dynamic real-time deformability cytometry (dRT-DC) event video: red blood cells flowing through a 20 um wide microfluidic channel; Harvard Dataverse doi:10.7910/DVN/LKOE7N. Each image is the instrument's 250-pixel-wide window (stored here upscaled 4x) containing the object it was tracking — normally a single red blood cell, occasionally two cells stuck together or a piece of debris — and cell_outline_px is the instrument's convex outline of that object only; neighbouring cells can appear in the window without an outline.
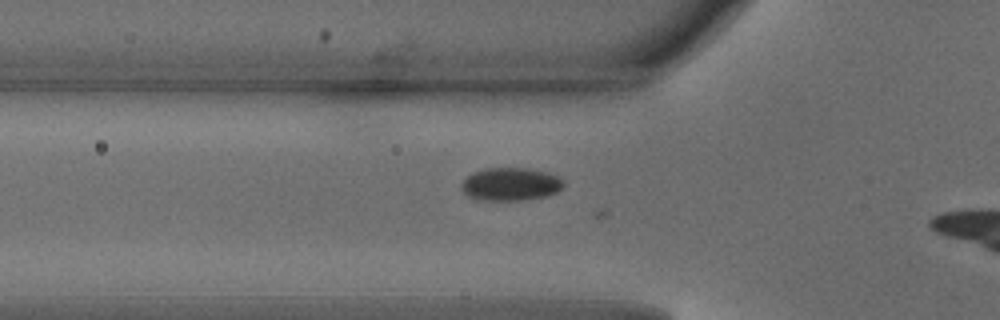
{"species": "common noctule bat (a hibernating species)", "species_latin": "Nyctalus noctula", "temperature_condition": "warm", "stored_images_in_passage": 37, "camera_frame_rate_fps": 3000, "um_per_image_px": 0.085, "animal": {"sex": "male", "body_mass_g": 18.8}, "frame": {"image": 1, "passage_image": 3, "time_ms": 0.667, "image_size_px": [1000, 320], "cell_outline_px": [[564, 184], [556, 192], [544, 196], [520, 200], [484, 200], [468, 196], [460, 188], [460, 184], [464, 176], [472, 172], [484, 168], [524, 168], [548, 172], [560, 176], [564, 180]], "centroid_in_image_um": [43.36, 15.63], "position_along_channel_um": 82.4, "area_um2": 19.77}}
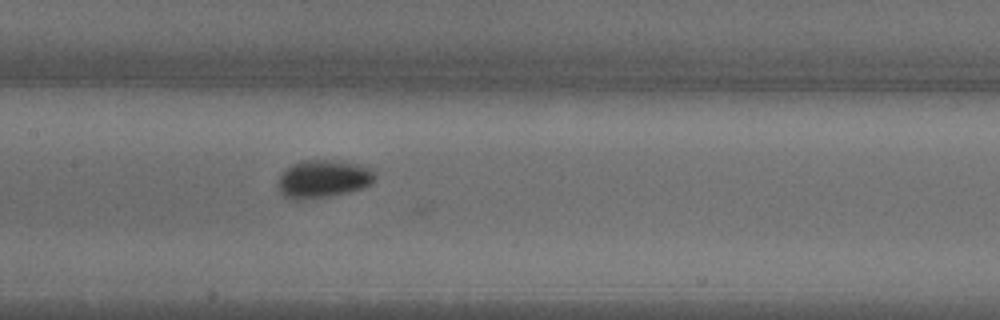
{"frame": {"image": 2, "passage_image": 10, "time_ms": 3.0, "image_size_px": [1000, 320], "cell_outline_px": [[376, 180], [372, 184], [348, 192], [332, 196], [300, 200], [296, 200], [284, 196], [280, 192], [276, 184], [280, 176], [292, 164], [304, 160], [332, 160], [356, 164], [368, 168], [376, 176]], "centroid_in_image_um": [27.45, 15.22], "position_along_channel_um": 180.0, "area_um2": 21.27}}
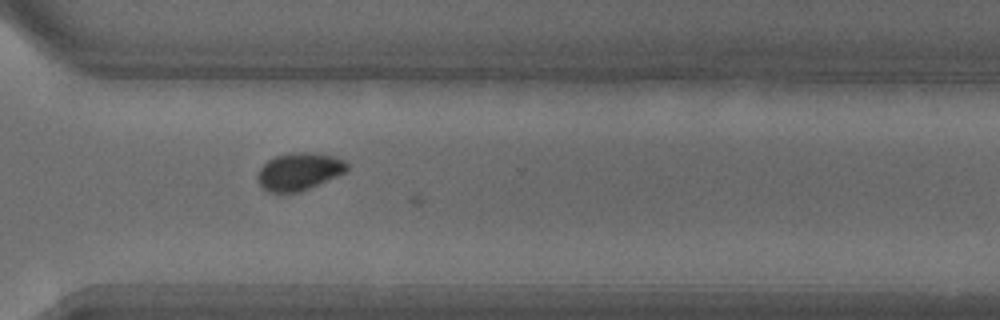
{"frame": {"image": 3, "passage_image": 22, "time_ms": 7.0, "image_size_px": [1000, 320], "cell_outline_px": [[348, 172], [300, 192], [268, 192], [260, 184], [256, 176], [260, 168], [268, 160], [276, 156], [296, 152], [312, 152], [336, 156], [344, 160], [348, 164]], "centroid_in_image_um": [25.47, 14.57], "position_along_channel_um": 345.1, "area_um2": 19.65}}